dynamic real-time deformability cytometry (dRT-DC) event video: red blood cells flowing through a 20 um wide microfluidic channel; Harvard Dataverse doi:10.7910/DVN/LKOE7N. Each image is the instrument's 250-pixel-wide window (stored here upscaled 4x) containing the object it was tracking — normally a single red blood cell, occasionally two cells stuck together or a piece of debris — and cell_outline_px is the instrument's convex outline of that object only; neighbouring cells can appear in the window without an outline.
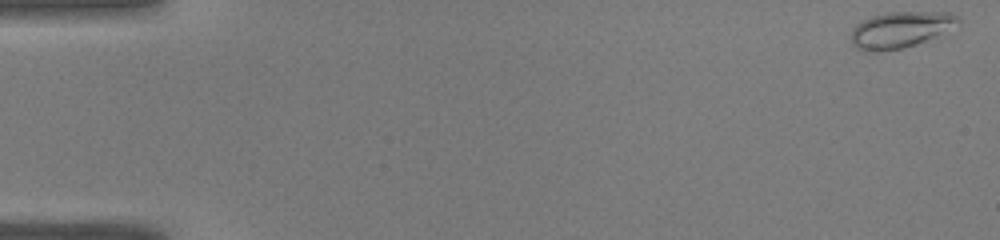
{"species": "common noctule bat (a hibernating species)", "species_latin": "Nyctalus noctula", "temperature_condition": "warm", "stored_images_in_passage": 50, "camera_frame_rate_fps": 3000, "um_per_image_px": 0.085, "animal": {"sex": "male", "body_mass_g": 19.0, "forearm_length_mm": 50.8}, "frame": {"image": 1, "passage_image": 1, "time_ms": 0.0, "image_size_px": [1000, 240], "cell_outline_px": [[960, 20], [932, 36], [916, 44], [900, 48], [876, 52], [864, 52], [856, 48], [852, 44], [852, 28], [856, 24], [872, 16], [888, 12], [952, 12], [960, 16]], "centroid_in_image_um": [76.43, 2.52], "position_along_channel_um": 8.6, "area_um2": 21.96}}
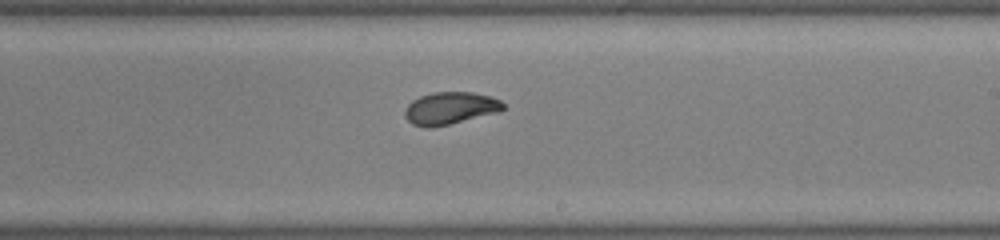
{"frame": {"image": 2, "passage_image": 30, "time_ms": 9.667, "image_size_px": [1000, 240], "cell_outline_px": [[504, 108], [500, 112], [432, 128], [424, 128], [412, 124], [404, 116], [404, 112], [408, 104], [412, 100], [420, 96], [432, 92], [472, 92], [488, 96], [500, 100], [504, 104]], "centroid_in_image_um": [38.24, 9.2], "position_along_channel_um": 250.8, "area_um2": 18.61}}
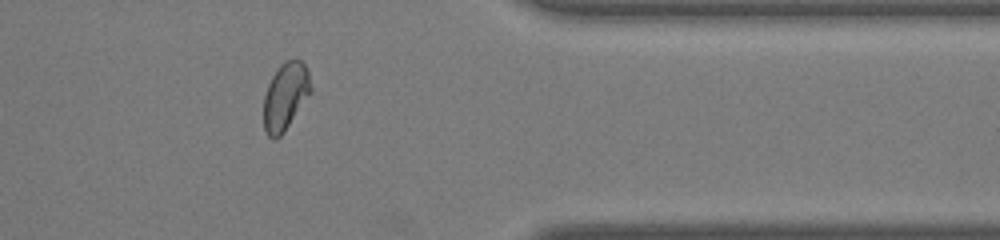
{"frame": {"image": 3, "passage_image": 41, "time_ms": 13.333, "image_size_px": [1000, 240], "cell_outline_px": [[312, 92], [284, 132], [276, 140], [272, 140], [268, 136], [264, 128], [264, 96], [268, 84], [272, 76], [280, 64], [284, 60], [300, 60], [308, 68], [312, 88]], "centroid_in_image_um": [24.27, 8.19], "position_along_channel_um": 387.1, "area_um2": 18.73}, "authors_computed_cell_mechanics": {"area_um2": 19.3341, "velocity_mm_per_s": 4.0809, "shape_relaxation_time_tau1_ms": 5.2423, "shape_relaxation_time_tau2_ms": 1.1884, "deformation_change_tau1": 0.2135, "deformation_change_tau2": 0.0572}}